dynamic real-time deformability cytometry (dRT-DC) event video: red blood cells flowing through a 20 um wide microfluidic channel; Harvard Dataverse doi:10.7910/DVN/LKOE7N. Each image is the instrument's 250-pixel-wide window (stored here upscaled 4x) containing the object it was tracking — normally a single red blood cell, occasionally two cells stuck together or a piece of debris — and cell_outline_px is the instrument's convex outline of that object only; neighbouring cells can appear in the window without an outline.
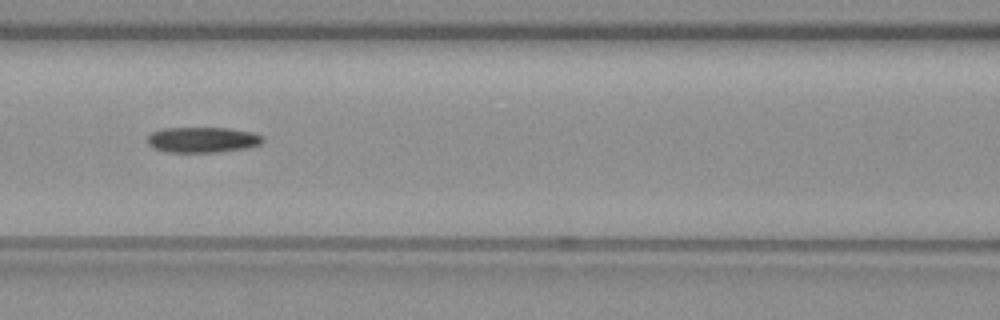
{"species": "common noctule bat (a hibernating species)", "species_latin": "Nyctalus noctula", "temperature_condition": "warm", "stored_images_in_passage": 39, "camera_frame_rate_fps": 3000, "um_per_image_px": 0.085, "animal": {"sex": "female", "body_mass_g": 19.3, "forearm_length_mm": 54.1}, "frame": {"image": 1, "passage_image": 12, "time_ms": 3.667, "image_size_px": [1000, 320], "cell_outline_px": [[264, 140], [260, 144], [244, 148], [216, 152], [168, 152], [156, 148], [148, 144], [148, 136], [152, 132], [164, 128], [228, 128], [252, 132], [264, 136]], "centroid_in_image_um": [17.23, 11.87], "position_along_channel_um": 149.4, "area_um2": 16.99}}